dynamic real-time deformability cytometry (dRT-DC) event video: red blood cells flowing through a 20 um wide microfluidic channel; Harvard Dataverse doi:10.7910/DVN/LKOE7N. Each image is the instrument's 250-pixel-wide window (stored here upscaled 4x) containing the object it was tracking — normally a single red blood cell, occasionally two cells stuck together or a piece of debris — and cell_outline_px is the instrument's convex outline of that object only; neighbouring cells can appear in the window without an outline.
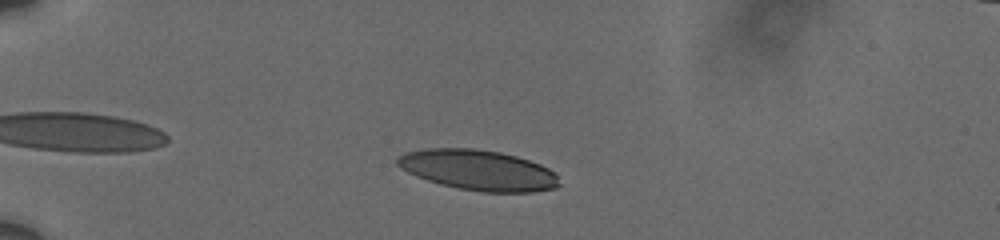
{"species": "human", "species_latin": "Homo sapiens", "temperature_condition": "cold", "stored_images_in_passage": 43, "camera_frame_rate_fps": 3000, "um_per_image_px": 0.085, "donor": {"sex": "male"}, "frame": {"image": 1, "passage_image": 7, "time_ms": 2.0, "image_size_px": [1000, 240], "cell_outline_px": [[560, 184], [556, 188], [532, 192], [484, 192], [460, 188], [440, 184], [416, 176], [400, 168], [396, 164], [396, 156], [404, 152], [428, 148], [476, 148], [500, 152], [516, 156], [540, 164], [548, 168], [556, 176]], "centroid_in_image_um": [40.61, 14.45], "position_along_channel_um": 44.4, "area_um2": 38.09}}
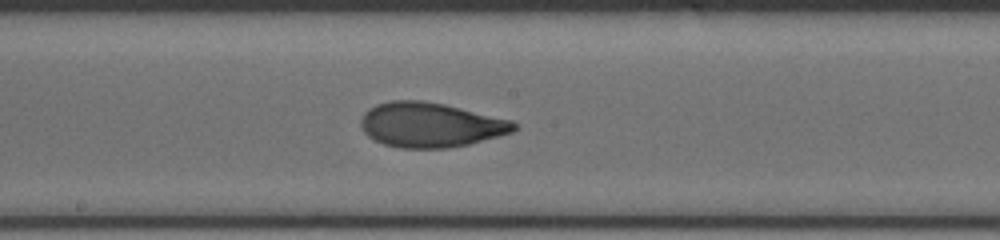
{"frame": {"image": 2, "passage_image": 25, "time_ms": 8.0, "image_size_px": [1000, 240], "cell_outline_px": [[516, 128], [512, 132], [468, 144], [448, 148], [400, 148], [384, 144], [368, 136], [364, 132], [360, 124], [360, 120], [364, 112], [368, 108], [376, 104], [392, 100], [420, 100], [444, 104], [512, 120], [516, 124]], "centroid_in_image_um": [36.55, 10.61], "position_along_channel_um": 211.7, "area_um2": 39.77}}
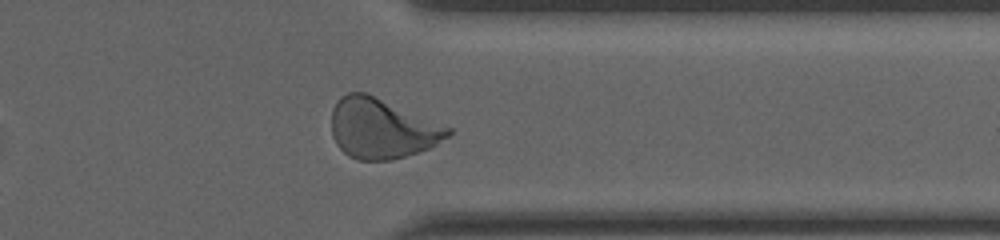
{"frame": {"image": 3, "passage_image": 39, "time_ms": 12.667, "image_size_px": [1000, 240], "cell_outline_px": [[452, 132], [448, 136], [436, 144], [428, 148], [392, 160], [356, 160], [348, 156], [336, 144], [332, 136], [332, 108], [336, 100], [340, 96], [348, 92], [368, 92], [452, 128]], "centroid_in_image_um": [32.42, 10.9], "position_along_channel_um": 379.0, "area_um2": 40.98}, "authors_computed_cell_mechanics": {"area_um2": 38.8994, "velocity_mm_per_s": 3.6062, "shape_relaxation_time_tau1_ms": 4.3606, "shape_relaxation_time_tau2_ms": 1.0417, "deformation_change_tau1": 0.1947, "deformation_change_tau2": 0.0636}}